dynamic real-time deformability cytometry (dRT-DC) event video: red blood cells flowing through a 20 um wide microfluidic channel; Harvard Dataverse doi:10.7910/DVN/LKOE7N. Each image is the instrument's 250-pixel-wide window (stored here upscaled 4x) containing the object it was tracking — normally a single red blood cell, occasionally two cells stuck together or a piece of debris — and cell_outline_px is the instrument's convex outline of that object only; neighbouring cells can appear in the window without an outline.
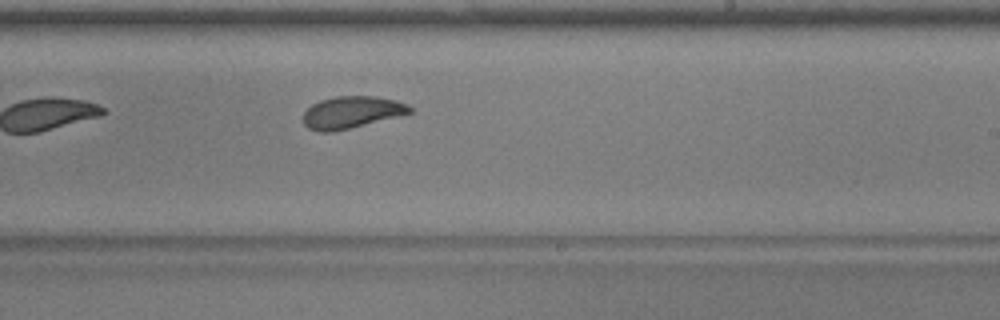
{"species": "common noctule bat (a hibernating species)", "species_latin": "Nyctalus noctula", "temperature_condition": "warm", "stored_images_in_passage": 21, "camera_frame_rate_fps": 3000, "um_per_image_px": 0.085, "animal": {"sex": "male", "body_mass_g": 17.9, "forearm_length_mm": 54.2}, "frame": {"image": 1, "passage_image": 15, "time_ms": 4.667, "image_size_px": [1000, 320], "cell_outline_px": [[412, 112], [332, 132], [320, 132], [308, 128], [304, 124], [304, 112], [312, 104], [320, 100], [336, 96], [376, 96], [396, 100], [408, 104], [412, 108]], "centroid_in_image_um": [29.86, 9.53], "position_along_channel_um": 259.1, "area_um2": 19.59}}